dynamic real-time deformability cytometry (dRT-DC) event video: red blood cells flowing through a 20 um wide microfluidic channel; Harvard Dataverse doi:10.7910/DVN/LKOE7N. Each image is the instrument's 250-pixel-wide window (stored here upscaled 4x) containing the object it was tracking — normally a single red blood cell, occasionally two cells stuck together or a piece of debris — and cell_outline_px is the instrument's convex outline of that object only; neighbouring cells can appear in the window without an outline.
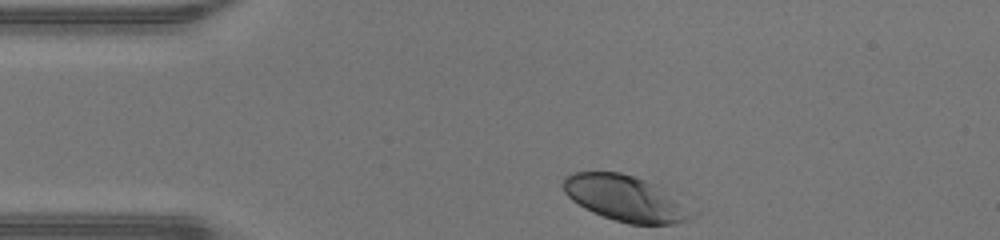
{"species": "human", "species_latin": "Homo sapiens", "temperature_condition": "warm", "stored_images_in_passage": 30, "camera_frame_rate_fps": 3000, "um_per_image_px": 0.085, "donor": {"sex": "male"}, "frame": {"image": 1, "passage_image": 1, "time_ms": 0.0, "image_size_px": [1000, 240], "cell_outline_px": [[700, 212], [696, 216], [688, 220], [672, 224], [628, 224], [592, 212], [584, 208], [572, 200], [564, 192], [564, 176], [572, 172], [620, 172], [656, 184]], "centroid_in_image_um": [53.23, 16.87], "position_along_channel_um": 31.8, "area_um2": 34.56}}
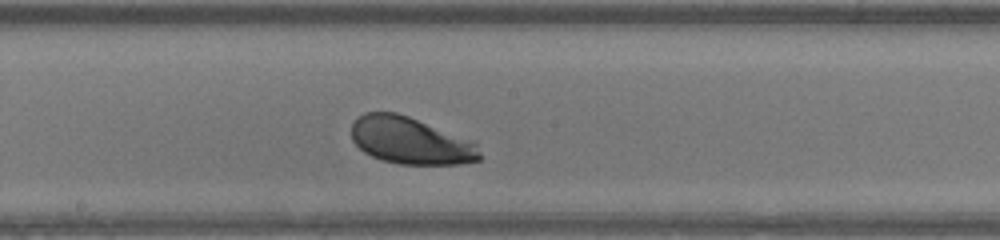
{"frame": {"image": 2, "passage_image": 17, "time_ms": 5.333, "image_size_px": [1000, 240], "cell_outline_px": [[480, 160], [460, 164], [400, 164], [380, 160], [364, 152], [352, 140], [352, 124], [364, 112], [396, 112], [408, 116], [476, 140], [480, 152]], "centroid_in_image_um": [34.94, 11.95], "position_along_channel_um": 213.3, "area_um2": 35.49}}
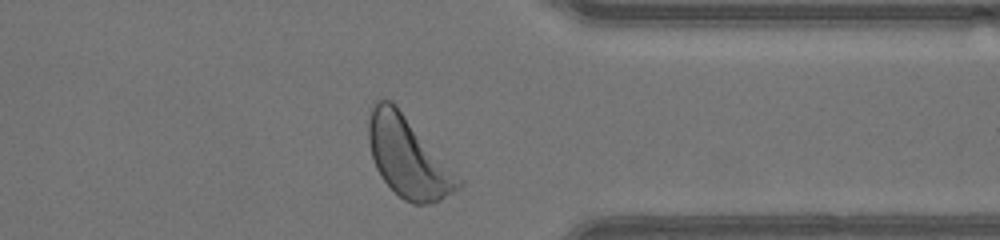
{"frame": {"image": 3, "passage_image": 29, "time_ms": 9.333, "image_size_px": [1000, 240], "cell_outline_px": [[464, 184], [460, 188], [440, 200], [432, 204], [412, 204], [404, 200], [384, 180], [376, 168], [368, 144], [368, 124], [372, 100], [392, 100], [396, 104], [464, 180]], "centroid_in_image_um": [34.71, 13.34], "position_along_channel_um": 376.7, "area_um2": 42.37}, "authors_computed_cell_mechanics": {"area_um2": 35.4314, "velocity_mm_per_s": 4.284, "shape_relaxation_time_tau1_ms": 0.7432, "shape_relaxation_time_tau2_ms": null, "deformation_change_tau1": 0.1079, "deformation_change_tau2": null}}